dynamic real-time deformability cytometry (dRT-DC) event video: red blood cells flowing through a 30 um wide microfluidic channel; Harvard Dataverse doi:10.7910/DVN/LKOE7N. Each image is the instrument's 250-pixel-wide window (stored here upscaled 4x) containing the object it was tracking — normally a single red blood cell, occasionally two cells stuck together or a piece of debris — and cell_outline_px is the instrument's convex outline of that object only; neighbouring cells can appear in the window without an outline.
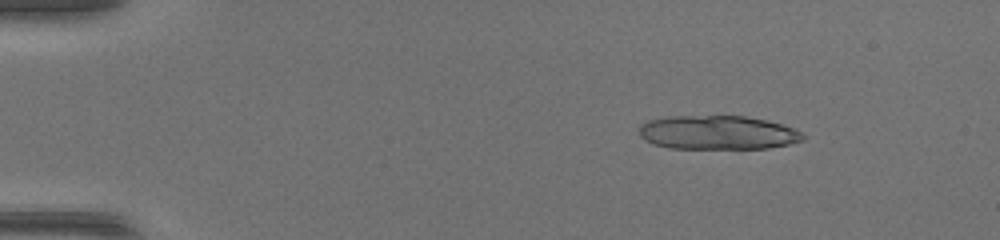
{"species": "common noctule bat (a hibernating species)", "species_latin": "Nyctalus noctula", "temperature_condition": "warm", "stored_images_in_passage": 18, "camera_frame_rate_fps": 3000, "um_per_image_px": 0.085, "animal": {"sex": "female", "body_mass_g": 17.0, "forearm_length_mm": 48.0}, "frame": {"image": 1, "passage_image": 6, "time_ms": 1.667, "image_size_px": [1000, 240], "cell_outline_px": [[804, 136], [800, 140], [788, 144], [768, 148], [668, 148], [652, 144], [640, 136], [640, 128], [648, 120], [668, 116], [744, 116], [764, 120], [780, 124], [792, 128], [800, 132]], "centroid_in_image_um": [60.95, 11.27], "position_along_channel_um": 24.0, "area_um2": 31.96}}